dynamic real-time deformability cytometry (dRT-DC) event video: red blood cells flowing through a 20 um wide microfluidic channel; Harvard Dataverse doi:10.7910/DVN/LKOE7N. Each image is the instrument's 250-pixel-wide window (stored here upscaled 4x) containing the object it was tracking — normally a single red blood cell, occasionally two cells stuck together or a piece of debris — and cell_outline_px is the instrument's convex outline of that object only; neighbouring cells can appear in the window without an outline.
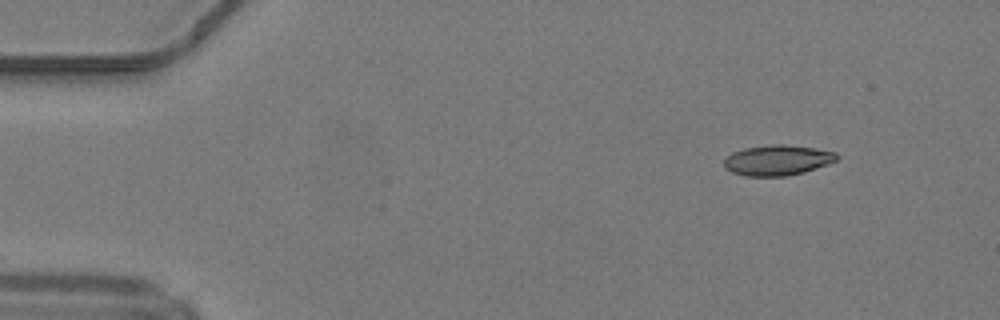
{"species": "common noctule bat (a hibernating species)", "species_latin": "Nyctalus noctula", "temperature_condition": "warm", "stored_images_in_passage": 44, "camera_frame_rate_fps": 3000, "um_per_image_px": 0.085, "animal": {"sex": "male", "body_mass_g": 19.2, "forearm_length_mm": 51.8}, "frame": {"image": 1, "passage_image": 1, "time_ms": 0.0, "image_size_px": [1000, 320], "cell_outline_px": [[840, 156], [836, 160], [828, 164], [804, 172], [784, 176], [744, 176], [732, 172], [724, 168], [724, 160], [732, 152], [744, 148], [768, 144], [784, 144], [812, 148], [836, 152]], "centroid_in_image_um": [66.06, 13.61], "position_along_channel_um": 18.9, "area_um2": 20.0}}
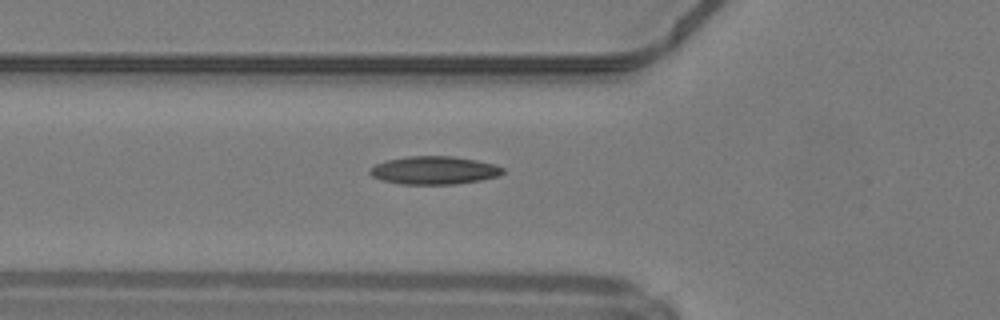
{"frame": {"image": 2, "passage_image": 13, "time_ms": 4.0, "image_size_px": [1000, 320], "cell_outline_px": [[504, 172], [500, 176], [484, 180], [456, 184], [400, 184], [384, 180], [372, 176], [368, 172], [368, 168], [376, 164], [388, 160], [408, 156], [452, 156], [476, 160], [492, 164], [504, 168]], "centroid_in_image_um": [36.92, 14.48], "position_along_channel_um": 88.9, "area_um2": 21.79}}
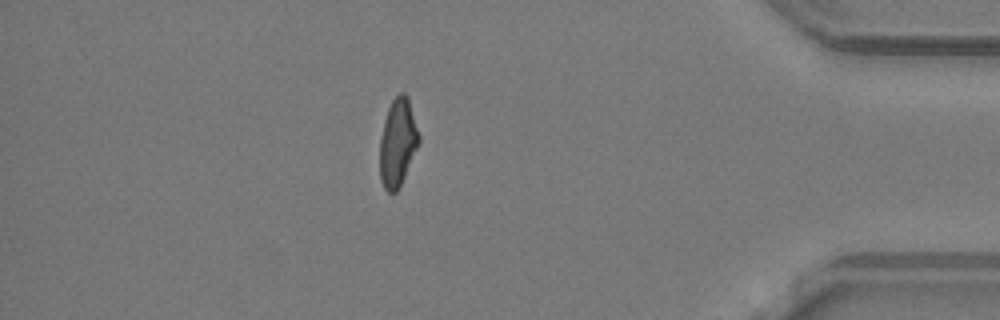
{"frame": {"image": 3, "passage_image": 38, "time_ms": 12.333, "image_size_px": [1000, 320], "cell_outline_px": [[420, 140], [400, 188], [396, 192], [388, 192], [384, 188], [380, 180], [380, 140], [384, 120], [388, 108], [392, 100], [400, 92], [404, 92], [408, 96], [420, 136]], "centroid_in_image_um": [33.8, 12.12], "position_along_channel_um": 401.4, "area_um2": 20.06}, "authors_computed_cell_mechanics": {"area_um2": 20.4323, "velocity_mm_per_s": 4.2454, "shape_relaxation_time_tau1_ms": 10.1227, "shape_relaxation_time_tau2_ms": 1.3808, "deformation_change_tau1": 0.2674, "deformation_change_tau2": 0.0794}}